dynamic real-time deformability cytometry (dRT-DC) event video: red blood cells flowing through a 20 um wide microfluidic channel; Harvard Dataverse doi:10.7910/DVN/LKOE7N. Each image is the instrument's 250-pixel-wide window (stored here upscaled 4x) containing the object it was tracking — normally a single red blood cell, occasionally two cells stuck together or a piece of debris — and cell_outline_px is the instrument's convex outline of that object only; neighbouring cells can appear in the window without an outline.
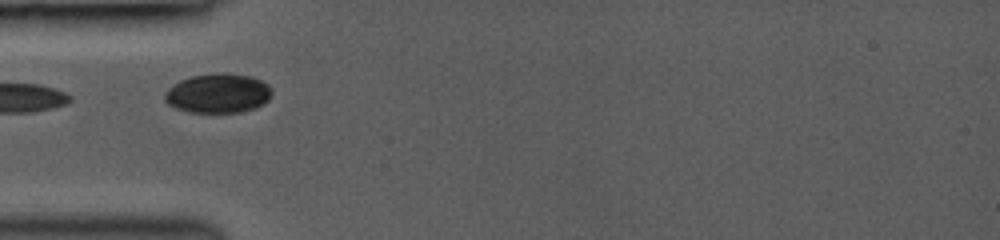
{"species": "common noctule bat (a hibernating species)", "species_latin": "Nyctalus noctula", "temperature_condition": "room temperature", "stored_images_in_passage": 14, "camera_frame_rate_fps": 3000, "um_per_image_px": 0.085, "animal": {"sex": "female", "body_mass_g": 19.0, "forearm_length_mm": 53.3}, "frame": {"image": 1, "passage_image": 3, "time_ms": 1.333, "image_size_px": [1000, 240], "cell_outline_px": [[272, 92], [268, 100], [264, 104], [256, 108], [240, 112], [188, 112], [176, 108], [168, 104], [164, 100], [164, 92], [168, 88], [180, 80], [192, 76], [220, 72], [252, 76], [268, 84], [272, 88]], "centroid_in_image_um": [18.54, 7.93], "position_along_channel_um": 66.5, "area_um2": 24.8}}